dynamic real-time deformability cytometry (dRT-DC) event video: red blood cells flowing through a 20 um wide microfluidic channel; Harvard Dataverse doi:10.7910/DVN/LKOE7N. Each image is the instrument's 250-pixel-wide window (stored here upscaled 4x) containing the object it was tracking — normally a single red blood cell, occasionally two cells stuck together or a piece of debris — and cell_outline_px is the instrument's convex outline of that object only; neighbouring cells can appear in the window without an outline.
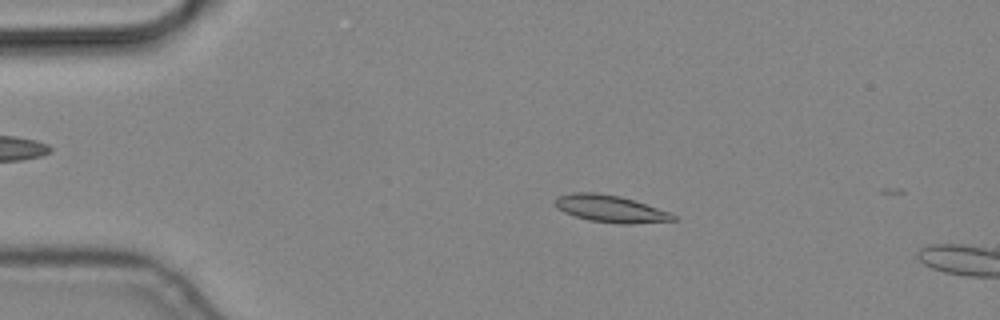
{"species": "common noctule bat (a hibernating species)", "species_latin": "Nyctalus noctula", "temperature_condition": "cold", "stored_images_in_passage": 3, "camera_frame_rate_fps": 3000, "um_per_image_px": 0.085, "animal": {"sex": "male", "body_mass_g": 19.2, "forearm_length_mm": 51.8}, "frame": {"image": 1, "passage_image": 1, "time_ms": 0.0, "image_size_px": [1000, 320], "cell_outline_px": [[676, 220], [632, 224], [624, 224], [588, 220], [564, 212], [556, 208], [556, 200], [560, 196], [572, 192], [596, 192], [620, 196], [668, 212], [676, 216]], "centroid_in_image_um": [51.87, 17.74], "position_along_channel_um": 33.1, "area_um2": 18.26}}
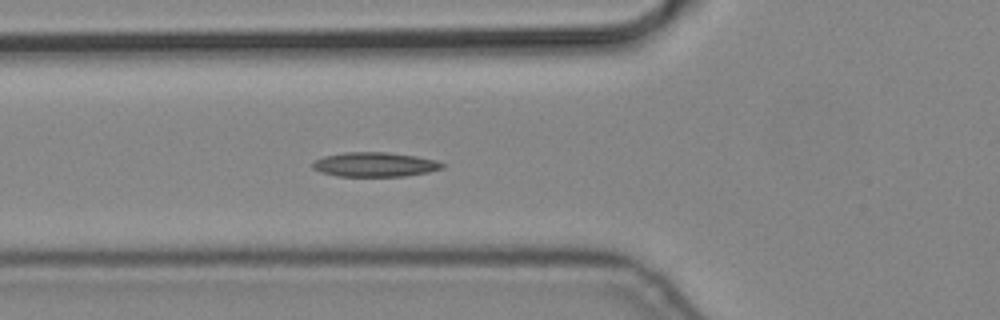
{"frame": {"image": 2, "passage_image": 3, "time_ms": 0.667, "image_size_px": [1000, 320], "cell_outline_px": [[444, 168], [428, 172], [404, 176], [336, 176], [320, 172], [312, 168], [312, 160], [324, 156], [344, 152], [388, 152], [416, 156], [436, 160], [444, 164]], "centroid_in_image_um": [31.83, 13.98], "position_along_channel_um": 94.0, "area_um2": 18.61}}